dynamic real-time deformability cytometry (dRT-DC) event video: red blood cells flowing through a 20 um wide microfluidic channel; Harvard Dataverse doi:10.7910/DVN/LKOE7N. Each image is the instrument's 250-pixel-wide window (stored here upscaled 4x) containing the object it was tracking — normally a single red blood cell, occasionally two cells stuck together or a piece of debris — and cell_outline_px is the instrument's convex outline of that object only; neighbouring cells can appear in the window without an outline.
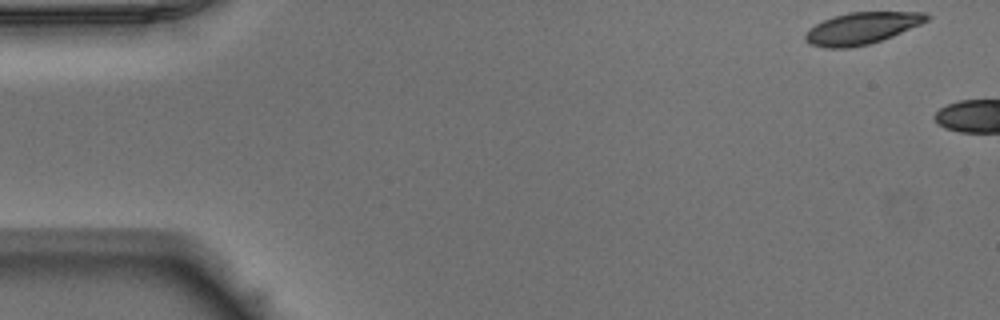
{"species": "Egyptian fruit bat (a non-hibernating species)", "species_latin": "Rousettus aegyptiacus", "temperature_condition": "warm", "stored_images_in_passage": 4, "camera_frame_rate_fps": 3000, "um_per_image_px": 0.085, "animal": {"sex": "male"}, "frame": {"image": 1, "passage_image": 1, "time_ms": 0.0, "image_size_px": [1000, 320], "cell_outline_px": [[932, 16], [928, 20], [920, 24], [892, 36], [868, 44], [848, 48], [824, 48], [812, 44], [804, 40], [804, 36], [816, 24], [824, 20], [848, 12], [924, 12]], "centroid_in_image_um": [73.27, 2.4], "position_along_channel_um": 11.7, "area_um2": 22.14}}